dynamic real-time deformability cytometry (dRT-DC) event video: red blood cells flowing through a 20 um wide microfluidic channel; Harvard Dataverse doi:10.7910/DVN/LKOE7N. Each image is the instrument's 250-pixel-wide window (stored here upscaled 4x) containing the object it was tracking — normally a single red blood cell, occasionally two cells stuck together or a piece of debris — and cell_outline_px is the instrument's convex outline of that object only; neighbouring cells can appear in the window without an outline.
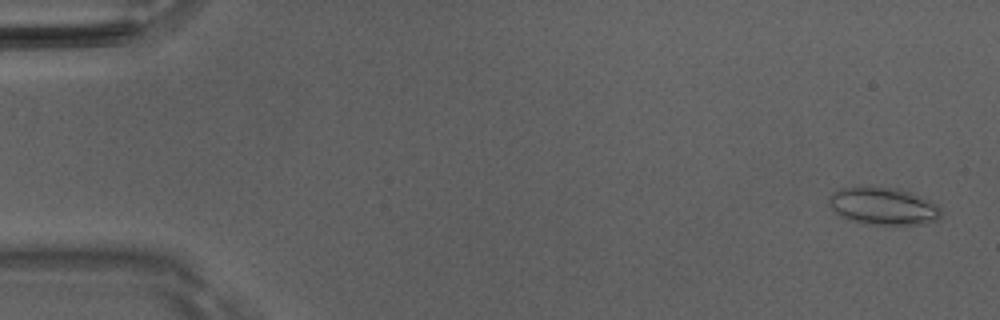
{"species": "Egyptian fruit bat (a non-hibernating species)", "species_latin": "Rousettus aegyptiacus", "temperature_condition": "room temperature", "stored_images_in_passage": 48, "camera_frame_rate_fps": 3000, "um_per_image_px": 0.085, "animal": {"sex": "male"}, "frame": {"image": 1, "passage_image": 2, "time_ms": 0.333, "image_size_px": [1000, 320], "cell_outline_px": [[940, 216], [936, 220], [924, 224], [864, 224], [840, 216], [828, 204], [828, 196], [832, 192], [840, 188], [900, 188], [928, 200], [936, 204], [940, 208]], "centroid_in_image_um": [75.05, 17.53], "position_along_channel_um": 9.9, "area_um2": 24.04}}
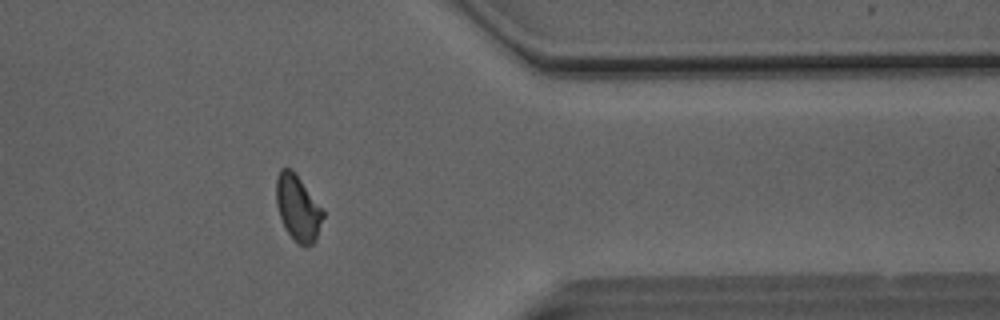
{"frame": {"image": 2, "passage_image": 41, "time_ms": 13.333, "image_size_px": [1000, 320], "cell_outline_px": [[324, 216], [316, 240], [312, 244], [304, 248], [288, 232], [280, 216], [276, 204], [276, 176], [280, 168], [292, 168], [324, 208]], "centroid_in_image_um": [25.34, 17.63], "position_along_channel_um": 386.1, "area_um2": 18.15}}